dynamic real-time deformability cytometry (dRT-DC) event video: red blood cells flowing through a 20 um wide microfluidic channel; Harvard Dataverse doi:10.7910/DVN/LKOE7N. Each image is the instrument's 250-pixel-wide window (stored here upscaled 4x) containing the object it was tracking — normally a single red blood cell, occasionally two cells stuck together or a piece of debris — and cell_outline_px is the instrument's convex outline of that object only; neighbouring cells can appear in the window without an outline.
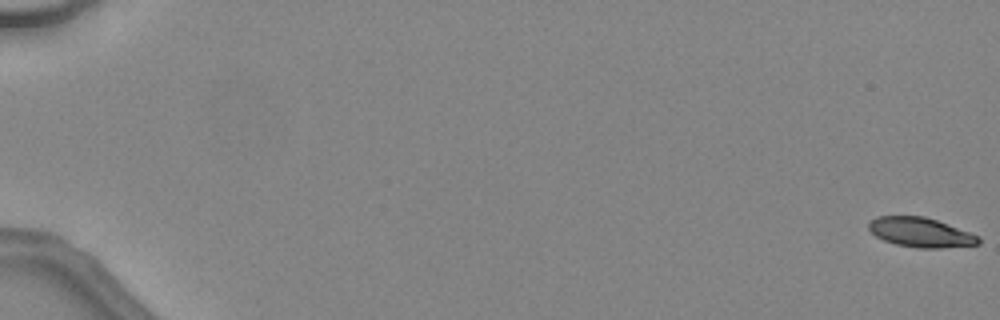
{"species": "common noctule bat (a hibernating species)", "species_latin": "Nyctalus noctula", "temperature_condition": "warm", "stored_images_in_passage": 48, "camera_frame_rate_fps": 3000, "um_per_image_px": 0.085, "animal": {"sex": "female", "body_mass_g": 24.6, "forearm_length_mm": 56.2}, "frame": {"image": 1, "passage_image": 1, "time_ms": 0.0, "image_size_px": [1000, 320], "cell_outline_px": [[980, 244], [940, 248], [916, 248], [896, 244], [884, 240], [876, 236], [868, 228], [868, 224], [876, 216], [924, 216], [936, 220], [980, 236]], "centroid_in_image_um": [78.25, 19.75], "position_along_channel_um": 6.7, "area_um2": 18.79}}
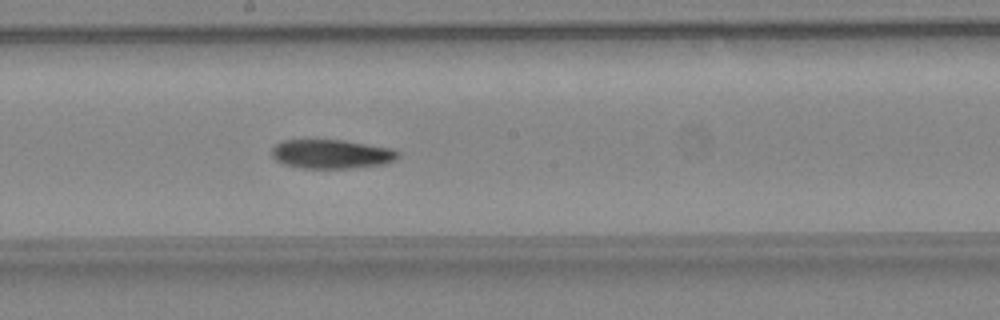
{"frame": {"image": 2, "passage_image": 29, "time_ms": 9.333, "image_size_px": [1000, 320], "cell_outline_px": [[400, 156], [396, 160], [388, 164], [352, 168], [300, 168], [284, 164], [276, 160], [272, 156], [272, 148], [276, 144], [284, 140], [344, 140], [392, 148], [400, 152]], "centroid_in_image_um": [28.23, 13.1], "position_along_channel_um": 220.0, "area_um2": 21.62}}
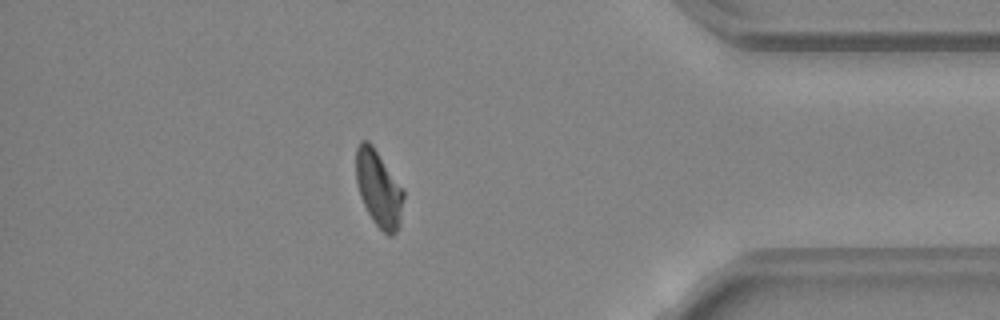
{"frame": {"image": 3, "passage_image": 43, "time_ms": 14.0, "image_size_px": [1000, 320], "cell_outline_px": [[404, 196], [400, 224], [396, 232], [392, 236], [388, 236], [372, 220], [360, 196], [356, 184], [356, 148], [360, 140], [368, 140], [372, 144], [404, 188]], "centroid_in_image_um": [32.2, 16.01], "position_along_channel_um": 403.0, "area_um2": 21.39}, "authors_computed_cell_mechanics": {"area_um2": 21.2704, "velocity_mm_per_s": 4.5493, "shape_relaxation_time_tau1_ms": 9.075, "shape_relaxation_time_tau2_ms": 10.399, "deformation_change_tau1": 0.285, "deformation_change_tau2": 0.2196}}